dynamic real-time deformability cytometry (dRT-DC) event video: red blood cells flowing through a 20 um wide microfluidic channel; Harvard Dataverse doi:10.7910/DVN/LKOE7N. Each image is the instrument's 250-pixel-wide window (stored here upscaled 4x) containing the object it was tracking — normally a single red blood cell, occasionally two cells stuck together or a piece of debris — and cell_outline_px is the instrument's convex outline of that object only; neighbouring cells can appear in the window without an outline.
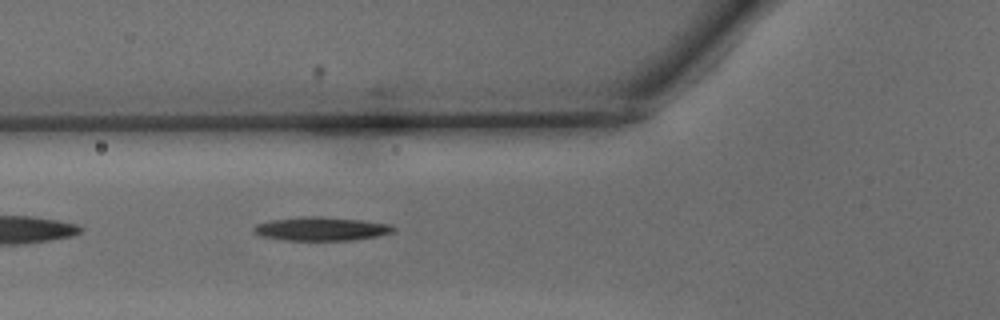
{"species": "common noctule bat (a hibernating species)", "species_latin": "Nyctalus noctula", "temperature_condition": "warm", "stored_images_in_passage": 37, "camera_frame_rate_fps": 3000, "um_per_image_px": 0.085, "animal": {"sex": "male", "body_mass_g": 15.6}, "frame": {"image": 1, "passage_image": 6, "time_ms": 1.667, "image_size_px": [1000, 320], "cell_outline_px": [[396, 228], [392, 232], [376, 236], [352, 240], [284, 240], [260, 236], [252, 232], [252, 228], [256, 224], [272, 220], [312, 216], [360, 220], [392, 224]], "centroid_in_image_um": [27.28, 19.46], "position_along_channel_um": 98.5, "area_um2": 19.02}, "authors_computed_cell_mechanics": {"area_um2": 18.207, "velocity_mm_per_s": 4.1973, "shape_relaxation_time_tau1_ms": 4.1129, "shape_relaxation_time_tau2_ms": null, "deformation_change_tau1": 0.1503, "deformation_change_tau2": null}}